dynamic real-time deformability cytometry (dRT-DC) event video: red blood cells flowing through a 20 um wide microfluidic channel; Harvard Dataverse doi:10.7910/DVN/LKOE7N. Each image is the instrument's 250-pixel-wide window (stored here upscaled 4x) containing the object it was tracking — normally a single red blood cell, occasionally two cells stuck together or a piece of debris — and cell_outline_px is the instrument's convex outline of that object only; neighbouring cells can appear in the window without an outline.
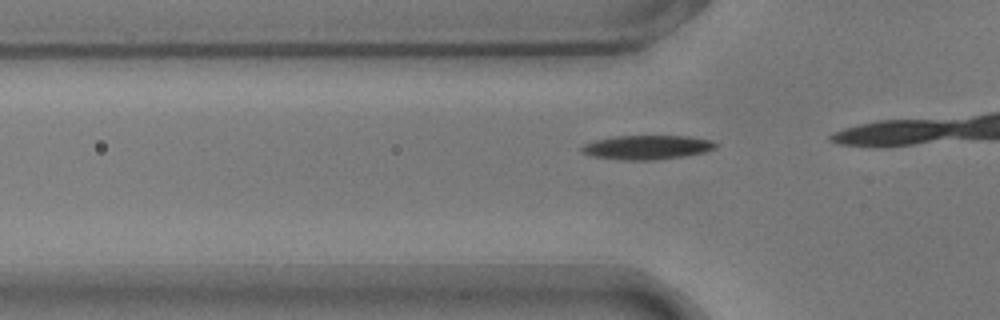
{"species": "common noctule bat (a hibernating species)", "species_latin": "Nyctalus noctula", "temperature_condition": "warm", "stored_images_in_passage": 6, "camera_frame_rate_fps": 3000, "um_per_image_px": 0.085, "animal": {"sex": "male", "body_mass_g": 17.9}, "frame": {"image": 1, "passage_image": 3, "time_ms": 0.667, "image_size_px": [1000, 320], "cell_outline_px": [[720, 144], [716, 148], [704, 152], [684, 156], [652, 160], [624, 160], [592, 156], [580, 152], [580, 148], [584, 144], [596, 140], [616, 136], [692, 136], [712, 140]], "centroid_in_image_um": [55.03, 12.52], "position_along_channel_um": 70.8, "area_um2": 18.96}}